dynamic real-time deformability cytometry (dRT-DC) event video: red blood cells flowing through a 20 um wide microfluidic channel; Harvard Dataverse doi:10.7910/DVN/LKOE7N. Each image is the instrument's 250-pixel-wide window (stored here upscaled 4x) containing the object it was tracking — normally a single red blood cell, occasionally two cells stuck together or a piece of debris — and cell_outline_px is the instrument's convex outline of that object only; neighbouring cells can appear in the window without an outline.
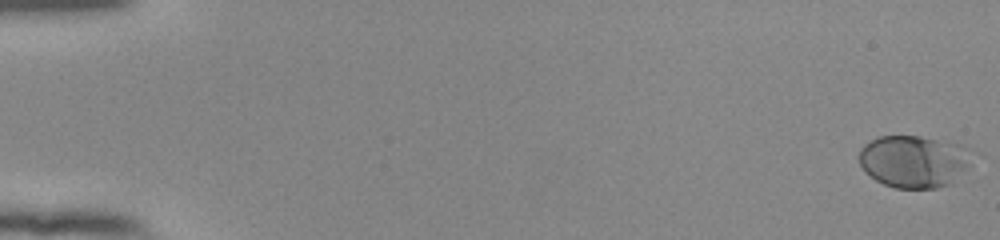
{"species": "human", "species_latin": "Homo sapiens", "temperature_condition": "room temperature", "stored_images_in_passage": 55, "camera_frame_rate_fps": 3000, "um_per_image_px": 0.085, "donor": {"sex": "female"}, "frame": {"image": 1, "passage_image": 1, "time_ms": 0.0, "image_size_px": [1000, 240], "cell_outline_px": [[984, 152], [952, 184], [936, 188], [896, 188], [884, 184], [876, 180], [864, 172], [860, 164], [860, 148], [864, 144], [876, 136], [920, 136], [956, 144]], "centroid_in_image_um": [77.81, 13.71], "position_along_channel_um": 7.2, "area_um2": 35.49}}
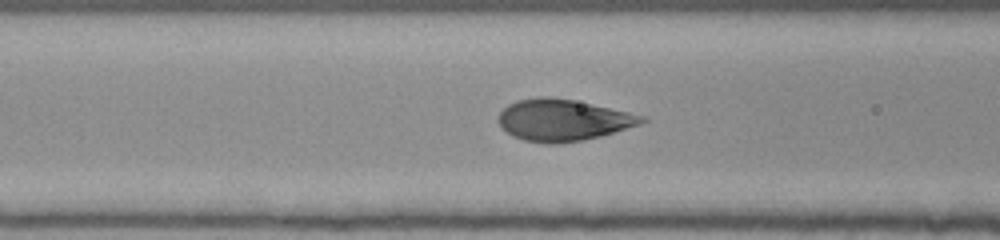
{"frame": {"image": 2, "passage_image": 24, "time_ms": 7.667, "image_size_px": [1000, 240], "cell_outline_px": [[648, 120], [640, 124], [600, 136], [580, 140], [556, 144], [544, 144], [524, 140], [512, 136], [500, 128], [496, 120], [500, 112], [508, 104], [516, 100], [540, 96], [552, 96], [572, 100], [648, 116]], "centroid_in_image_um": [47.8, 10.2], "position_along_channel_um": 118.8, "area_um2": 34.91}}
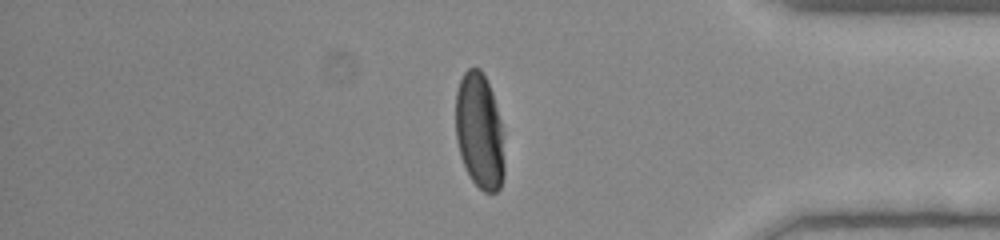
{"frame": {"image": 3, "passage_image": 47, "time_ms": 15.333, "image_size_px": [1000, 240], "cell_outline_px": [[504, 176], [500, 188], [496, 192], [484, 192], [472, 180], [460, 156], [456, 140], [456, 92], [460, 80], [464, 72], [468, 68], [480, 68], [492, 92], [504, 132]], "centroid_in_image_um": [40.77, 11.16], "position_along_channel_um": 394.4, "area_um2": 33.12}}